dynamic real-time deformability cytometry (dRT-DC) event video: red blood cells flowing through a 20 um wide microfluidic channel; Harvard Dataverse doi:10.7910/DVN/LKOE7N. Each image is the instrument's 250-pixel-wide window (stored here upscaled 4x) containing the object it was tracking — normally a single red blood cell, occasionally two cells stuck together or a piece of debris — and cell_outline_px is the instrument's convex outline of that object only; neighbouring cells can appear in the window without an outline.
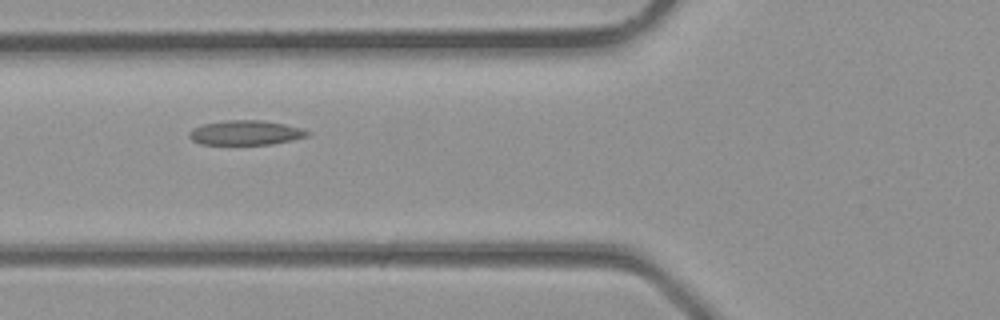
{"species": "common noctule bat (a hibernating species)", "species_latin": "Nyctalus noctula", "temperature_condition": "room temperature", "stored_images_in_passage": 5, "camera_frame_rate_fps": 3000, "um_per_image_px": 0.085, "animal": {"sex": "male", "body_mass_g": 23.1, "forearm_length_mm": 52.7}, "frame": {"image": 1, "passage_image": 5, "time_ms": 1.333, "image_size_px": [1000, 320], "cell_outline_px": [[312, 132], [308, 136], [292, 140], [272, 144], [200, 144], [192, 140], [188, 136], [188, 132], [192, 128], [204, 124], [228, 120], [260, 120], [284, 124], [300, 128]], "centroid_in_image_um": [20.87, 11.28], "position_along_channel_um": 104.9, "area_um2": 16.88}}